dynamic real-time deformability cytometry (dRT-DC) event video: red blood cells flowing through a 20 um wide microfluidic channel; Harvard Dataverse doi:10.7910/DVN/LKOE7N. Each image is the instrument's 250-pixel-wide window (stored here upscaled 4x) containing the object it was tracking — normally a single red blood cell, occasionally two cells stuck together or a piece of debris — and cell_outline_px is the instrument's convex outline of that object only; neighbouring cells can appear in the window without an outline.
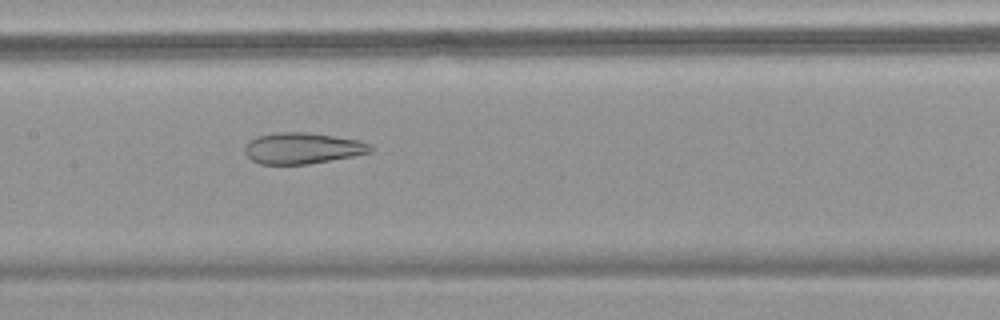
{"species": "common noctule bat (a hibernating species)", "species_latin": "Nyctalus noctula", "temperature_condition": "warm", "stored_images_in_passage": 49, "camera_frame_rate_fps": 3000, "um_per_image_px": 0.085, "animal": {"sex": "female", "body_mass_g": 18.4}, "frame": {"image": 1, "passage_image": 25, "time_ms": 8.0, "image_size_px": [1000, 320], "cell_outline_px": [[372, 152], [352, 156], [308, 164], [260, 164], [252, 160], [244, 152], [244, 148], [252, 140], [260, 136], [276, 132], [308, 132], [360, 140], [368, 144], [372, 148]], "centroid_in_image_um": [25.72, 12.6], "position_along_channel_um": 181.7, "area_um2": 22.54}}
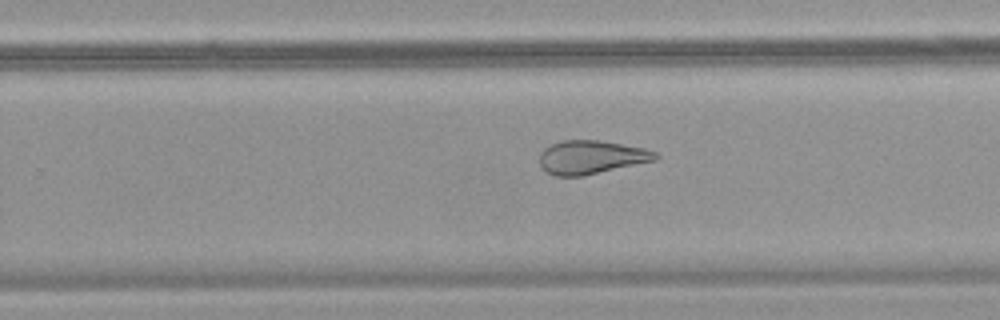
{"frame": {"image": 2, "passage_image": 32, "time_ms": 10.333, "image_size_px": [1000, 320], "cell_outline_px": [[660, 156], [656, 160], [584, 176], [556, 176], [548, 172], [540, 164], [540, 152], [544, 148], [552, 144], [564, 140], [600, 140], [644, 148], [656, 152]], "centroid_in_image_um": [50.27, 13.36], "position_along_channel_um": 279.5, "area_um2": 22.6}}
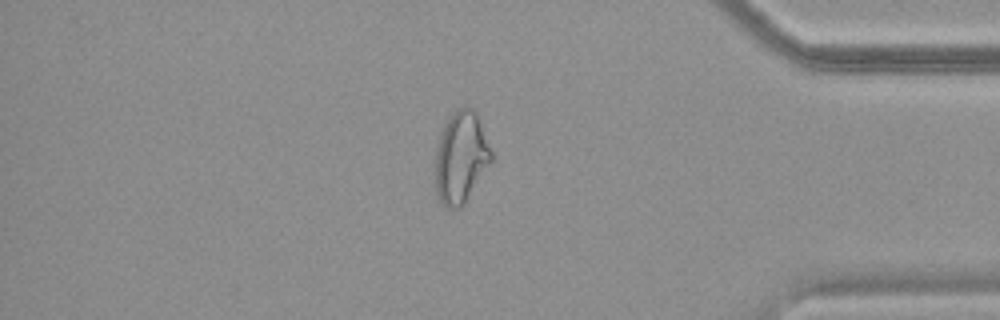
{"frame": {"image": 3, "passage_image": 42, "time_ms": 13.667, "image_size_px": [1000, 320], "cell_outline_px": [[492, 160], [464, 204], [460, 208], [444, 208], [440, 204], [436, 192], [436, 148], [440, 132], [456, 108], [468, 104], [476, 112], [480, 120], [492, 152]], "centroid_in_image_um": [39.17, 13.37], "position_along_channel_um": 396.0, "area_um2": 30.0}}